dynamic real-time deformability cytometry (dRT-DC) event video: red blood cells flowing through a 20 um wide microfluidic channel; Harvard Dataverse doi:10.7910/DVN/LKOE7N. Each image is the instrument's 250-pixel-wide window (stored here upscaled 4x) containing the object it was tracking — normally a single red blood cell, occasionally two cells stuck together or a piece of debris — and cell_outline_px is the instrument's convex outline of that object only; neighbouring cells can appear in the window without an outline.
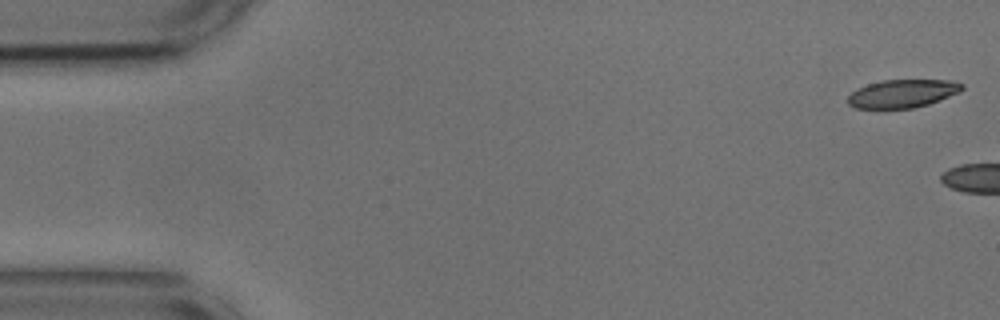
{"species": "common noctule bat (a hibernating species)", "species_latin": "Nyctalus noctula", "temperature_condition": "cold", "stored_images_in_passage": 11, "camera_frame_rate_fps": 3000, "um_per_image_px": 0.085, "animal": {"sex": "male", "body_mass_g": 17.9, "forearm_length_mm": 54.2}, "frame": {"image": 1, "passage_image": 1, "time_ms": 0.0, "image_size_px": [1000, 320], "cell_outline_px": [[964, 88], [960, 92], [928, 104], [912, 108], [884, 112], [880, 112], [856, 108], [848, 104], [848, 96], [852, 92], [868, 84], [880, 80], [948, 80], [964, 84]], "centroid_in_image_um": [76.65, 8.01], "position_along_channel_um": 8.3, "area_um2": 19.42}}